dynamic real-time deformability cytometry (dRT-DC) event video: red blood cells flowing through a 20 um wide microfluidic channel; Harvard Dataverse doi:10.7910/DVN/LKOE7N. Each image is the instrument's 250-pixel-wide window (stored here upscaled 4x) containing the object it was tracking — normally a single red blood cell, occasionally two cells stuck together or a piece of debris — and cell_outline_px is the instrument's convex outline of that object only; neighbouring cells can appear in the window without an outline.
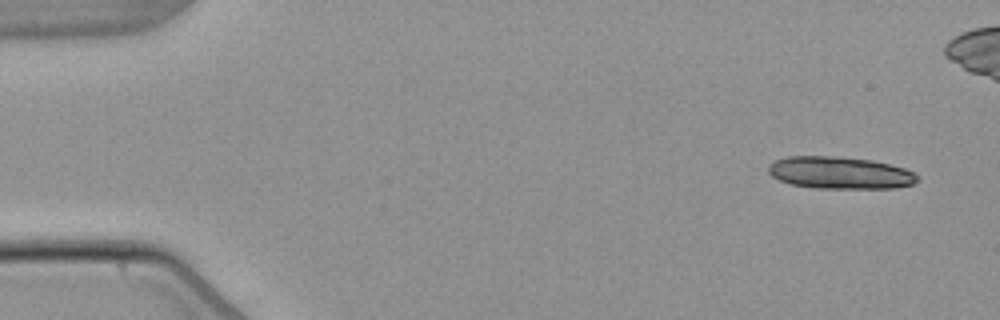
{"species": "common noctule bat (a hibernating species)", "species_latin": "Nyctalus noctula", "temperature_condition": "warm", "stored_images_in_passage": 9, "camera_frame_rate_fps": 3000, "um_per_image_px": 0.085, "animal": {"sex": "male", "body_mass_g": 21.5, "forearm_length_mm": 52.0}, "frame": {"image": 1, "passage_image": 1, "time_ms": 0.0, "image_size_px": [1000, 320], "cell_outline_px": [[916, 180], [912, 184], [892, 188], [816, 188], [792, 184], [780, 180], [772, 176], [768, 172], [768, 164], [776, 160], [788, 156], [832, 156], [872, 160], [904, 168], [912, 172], [916, 176]], "centroid_in_image_um": [71.34, 14.68], "position_along_channel_um": 13.7, "area_um2": 27.63}}
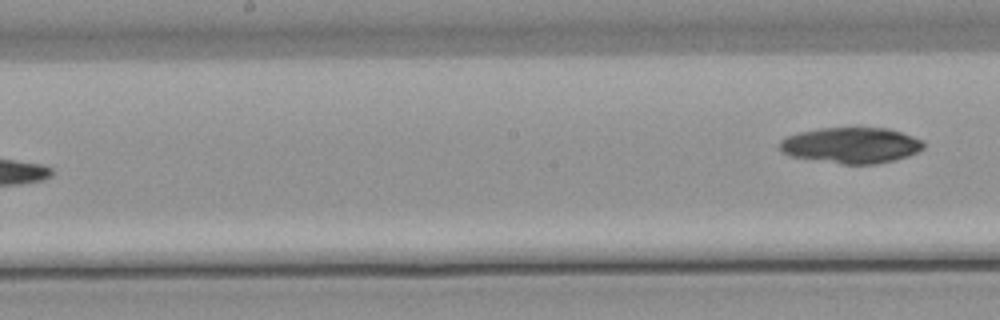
{"frame": {"image": 2, "passage_image": 9, "time_ms": 9.667, "image_size_px": [1000, 320], "cell_outline_px": [[924, 148], [908, 156], [876, 164], [840, 164], [788, 156], [780, 152], [780, 140], [788, 136], [800, 132], [820, 128], [888, 128], [924, 140]], "centroid_in_image_um": [72.33, 12.36], "position_along_channel_um": 175.9, "area_um2": 30.11}}